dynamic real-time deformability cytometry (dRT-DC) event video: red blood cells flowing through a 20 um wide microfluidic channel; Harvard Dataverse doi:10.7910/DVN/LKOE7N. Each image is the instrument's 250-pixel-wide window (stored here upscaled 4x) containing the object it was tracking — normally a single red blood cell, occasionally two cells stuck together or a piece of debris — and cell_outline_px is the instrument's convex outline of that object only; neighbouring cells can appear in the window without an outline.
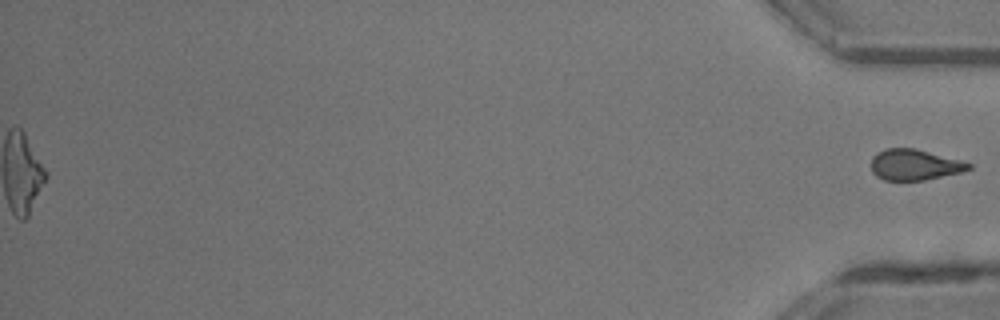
{"species": "common noctule bat (a hibernating species)", "species_latin": "Nyctalus noctula", "temperature_condition": "room temperature", "stored_images_in_passage": 45, "segment_of_instrument_passage": [2, 2], "camera_frame_rate_fps": 3000, "um_per_image_px": 0.085, "animal": {"sex": "male", "body_mass_g": 13.3}, "frame": {"image": 1, "passage_image": 45, "time_ms": 14.667, "image_size_px": [1000, 320], "cell_outline_px": [[972, 168], [964, 172], [924, 180], [884, 180], [876, 176], [872, 172], [872, 156], [876, 152], [888, 148], [916, 148], [964, 160], [972, 164]], "centroid_in_image_um": [77.79, 13.99], "position_along_channel_um": 357.4, "area_um2": 17.86}}